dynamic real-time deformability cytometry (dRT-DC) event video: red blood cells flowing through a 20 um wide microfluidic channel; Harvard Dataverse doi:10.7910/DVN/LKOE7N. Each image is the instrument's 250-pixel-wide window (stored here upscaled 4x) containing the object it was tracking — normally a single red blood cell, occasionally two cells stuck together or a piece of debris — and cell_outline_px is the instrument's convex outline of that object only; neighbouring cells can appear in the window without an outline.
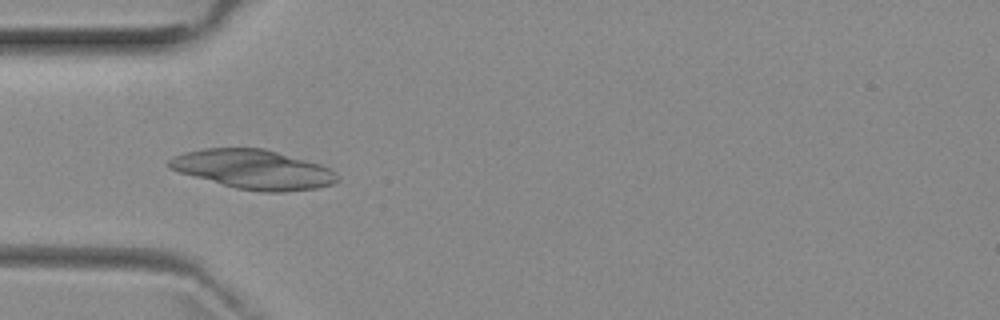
{"species": "common noctule bat (a hibernating species)", "species_latin": "Nyctalus noctula", "temperature_condition": "room temperature", "stored_images_in_passage": 3, "camera_frame_rate_fps": 3000, "um_per_image_px": 0.085, "animal": {"sex": "female", "body_mass_g": 29.2, "forearm_length_mm": 56.3}, "frame": {"image": 1, "passage_image": 3, "time_ms": 3.333, "image_size_px": [1000, 320], "cell_outline_px": [[340, 180], [332, 184], [316, 188], [284, 192], [264, 192], [236, 188], [180, 172], [168, 168], [168, 160], [184, 152], [204, 148], [264, 148], [320, 164], [332, 168], [336, 172]], "centroid_in_image_um": [21.58, 14.39], "position_along_channel_um": 63.4, "area_um2": 38.32}}